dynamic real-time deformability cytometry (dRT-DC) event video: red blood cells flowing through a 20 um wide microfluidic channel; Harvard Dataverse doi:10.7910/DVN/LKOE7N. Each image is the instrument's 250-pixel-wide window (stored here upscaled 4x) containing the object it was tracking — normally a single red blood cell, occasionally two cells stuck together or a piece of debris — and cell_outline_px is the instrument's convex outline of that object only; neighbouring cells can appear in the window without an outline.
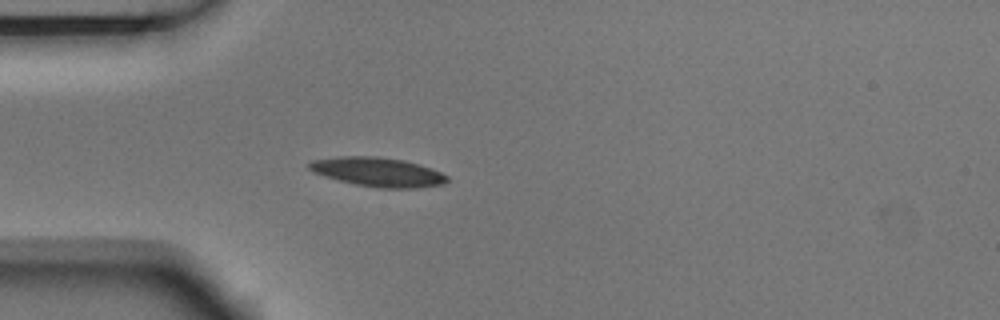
{"species": "Egyptian fruit bat (a non-hibernating species)", "species_latin": "Rousettus aegyptiacus", "temperature_condition": "room temperature", "stored_images_in_passage": 4, "camera_frame_rate_fps": 3000, "um_per_image_px": 0.085, "animal": {"sex": "male"}, "frame": {"image": 1, "passage_image": 4, "time_ms": 1.0, "image_size_px": [1000, 320], "cell_outline_px": [[448, 180], [444, 184], [416, 188], [380, 188], [356, 184], [324, 176], [312, 172], [308, 168], [308, 164], [312, 160], [340, 156], [376, 156], [404, 160], [420, 164], [432, 168], [448, 176]], "centroid_in_image_um": [32.13, 14.61], "position_along_channel_um": 52.9, "area_um2": 23.47}}